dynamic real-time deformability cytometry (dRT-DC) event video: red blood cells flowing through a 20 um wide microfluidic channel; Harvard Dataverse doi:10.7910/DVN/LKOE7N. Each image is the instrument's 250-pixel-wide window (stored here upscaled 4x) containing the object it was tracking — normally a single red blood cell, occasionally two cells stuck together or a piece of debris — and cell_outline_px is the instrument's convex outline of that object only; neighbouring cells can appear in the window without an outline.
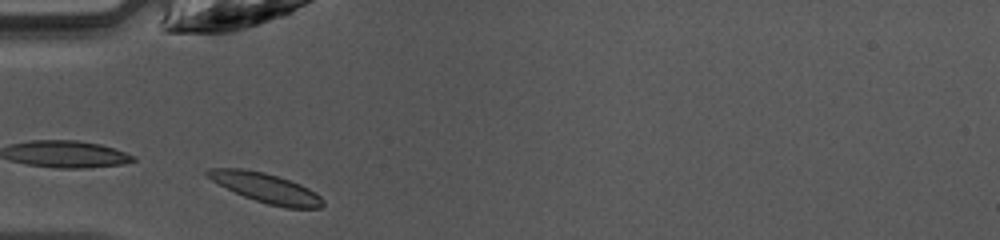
{"species": "common noctule bat (a hibernating species)", "species_latin": "Nyctalus noctula", "temperature_condition": "warm", "stored_images_in_passage": 8, "camera_frame_rate_fps": 3000, "um_per_image_px": 0.085, "animal": {"sex": "female", "body_mass_g": 10.0, "forearm_length_mm": 53.1}, "frame": {"image": 1, "passage_image": 1, "time_ms": 0.0, "image_size_px": [1000, 240], "cell_outline_px": [[324, 204], [320, 208], [288, 208], [268, 204], [244, 196], [204, 176], [204, 172], [208, 168], [244, 168], [264, 172], [300, 184], [316, 192], [324, 200]], "centroid_in_image_um": [22.6, 15.96], "position_along_channel_um": 62.4, "area_um2": 19.71}}